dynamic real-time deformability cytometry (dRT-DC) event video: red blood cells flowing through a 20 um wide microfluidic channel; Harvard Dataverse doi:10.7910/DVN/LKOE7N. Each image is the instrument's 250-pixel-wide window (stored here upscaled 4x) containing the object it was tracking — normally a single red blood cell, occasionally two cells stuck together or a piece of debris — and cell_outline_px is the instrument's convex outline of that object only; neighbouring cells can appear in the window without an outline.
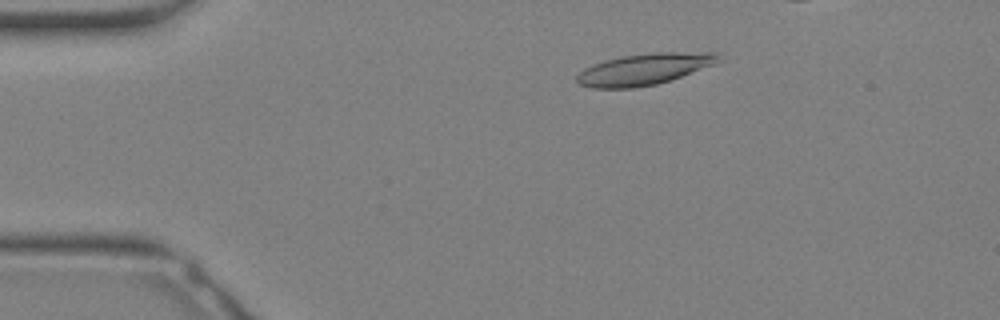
{"species": "Egyptian fruit bat (a non-hibernating species)", "species_latin": "Rousettus aegyptiacus", "temperature_condition": "warm", "stored_images_in_passage": 29, "camera_frame_rate_fps": 3000, "um_per_image_px": 0.085, "animal": {"sex": "female"}, "frame": {"image": 1, "passage_image": 6, "time_ms": 1.667, "image_size_px": [1000, 320], "cell_outline_px": [[720, 60], [712, 64], [680, 76], [656, 84], [632, 88], [592, 88], [580, 84], [576, 80], [576, 76], [584, 68], [604, 60], [620, 56], [656, 52], [716, 52]], "centroid_in_image_um": [54.69, 5.87], "position_along_channel_um": 30.3, "area_um2": 25.49}}
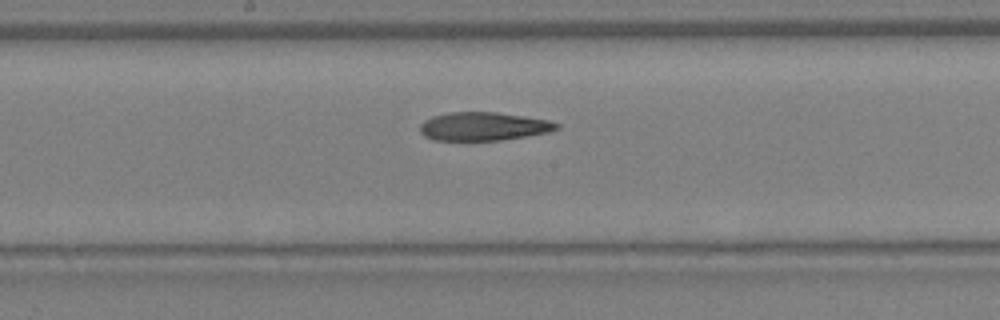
{"frame": {"image": 2, "passage_image": 17, "time_ms": 5.333, "image_size_px": [1000, 320], "cell_outline_px": [[560, 128], [552, 132], [500, 140], [432, 140], [424, 136], [420, 132], [420, 124], [424, 120], [432, 116], [448, 112], [496, 112], [524, 116], [548, 120], [560, 124]], "centroid_in_image_um": [41.1, 10.74], "position_along_channel_um": 207.1, "area_um2": 22.77}}
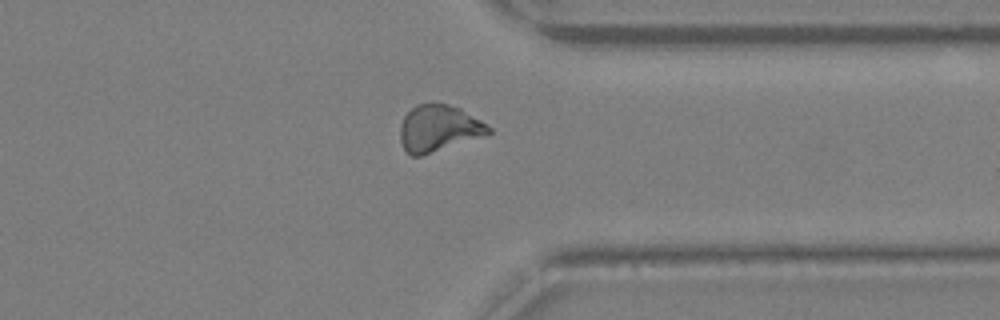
{"frame": {"image": 3, "passage_image": 25, "time_ms": 8.0, "image_size_px": [1000, 320], "cell_outline_px": [[492, 132], [420, 156], [412, 156], [404, 148], [400, 140], [400, 124], [404, 116], [416, 104], [436, 100], [460, 108], [480, 120], [492, 128]], "centroid_in_image_um": [37.24, 10.85], "position_along_channel_um": 374.2, "area_um2": 23.87}}